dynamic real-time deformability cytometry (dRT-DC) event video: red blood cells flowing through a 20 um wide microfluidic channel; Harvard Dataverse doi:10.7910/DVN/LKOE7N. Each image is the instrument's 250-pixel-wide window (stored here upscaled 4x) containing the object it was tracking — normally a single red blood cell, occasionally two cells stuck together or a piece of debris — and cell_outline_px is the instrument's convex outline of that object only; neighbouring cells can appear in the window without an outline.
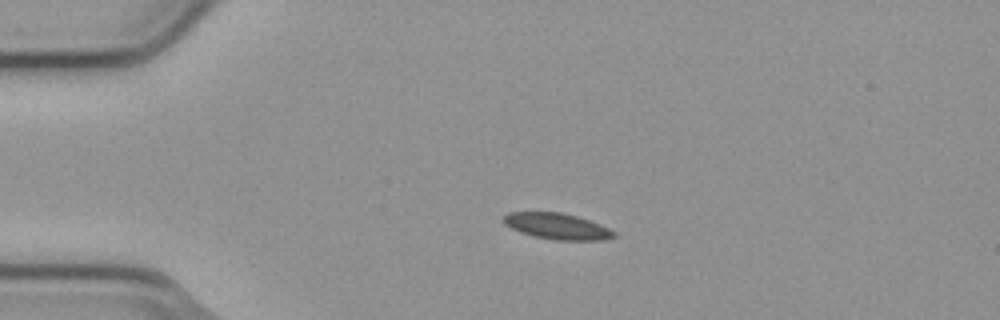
{"species": "common noctule bat (a hibernating species)", "species_latin": "Nyctalus noctula", "temperature_condition": "cold", "stored_images_in_passage": 4, "camera_frame_rate_fps": 3000, "um_per_image_px": 0.085, "animal": {"sex": "male", "body_mass_g": 23.1, "forearm_length_mm": 52.7}, "frame": {"image": 1, "passage_image": 3, "time_ms": 0.667, "image_size_px": [1000, 320], "cell_outline_px": [[616, 236], [604, 240], [552, 240], [532, 236], [520, 232], [504, 224], [504, 216], [508, 212], [560, 212], [576, 216], [600, 224], [616, 232]], "centroid_in_image_um": [47.36, 19.24], "position_along_channel_um": 37.6, "area_um2": 16.76}}